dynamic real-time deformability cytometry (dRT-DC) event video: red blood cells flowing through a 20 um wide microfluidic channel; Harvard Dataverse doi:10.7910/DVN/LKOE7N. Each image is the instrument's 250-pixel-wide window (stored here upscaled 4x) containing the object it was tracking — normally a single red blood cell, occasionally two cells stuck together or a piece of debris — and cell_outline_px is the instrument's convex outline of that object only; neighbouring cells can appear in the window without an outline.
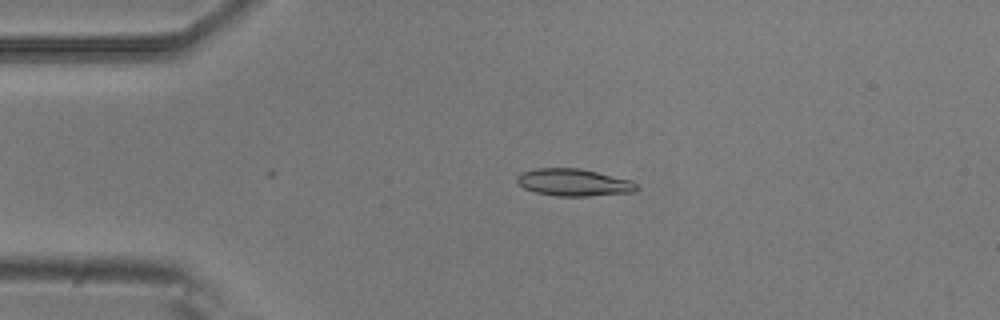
{"species": "common noctule bat (a hibernating species)", "species_latin": "Nyctalus noctula", "temperature_condition": "room temperature", "stored_images_in_passage": 4, "camera_frame_rate_fps": 3000, "um_per_image_px": 0.085, "animal": {"sex": "male", "body_mass_g": 20.5, "forearm_length_mm": 52.5}, "frame": {"image": 1, "passage_image": 3, "time_ms": 0.667, "image_size_px": [1000, 320], "cell_outline_px": [[640, 188], [636, 192], [588, 196], [556, 196], [536, 192], [524, 188], [516, 180], [516, 176], [520, 172], [536, 168], [580, 168], [632, 180]], "centroid_in_image_um": [48.79, 15.5], "position_along_channel_um": 36.2, "area_um2": 19.13}}